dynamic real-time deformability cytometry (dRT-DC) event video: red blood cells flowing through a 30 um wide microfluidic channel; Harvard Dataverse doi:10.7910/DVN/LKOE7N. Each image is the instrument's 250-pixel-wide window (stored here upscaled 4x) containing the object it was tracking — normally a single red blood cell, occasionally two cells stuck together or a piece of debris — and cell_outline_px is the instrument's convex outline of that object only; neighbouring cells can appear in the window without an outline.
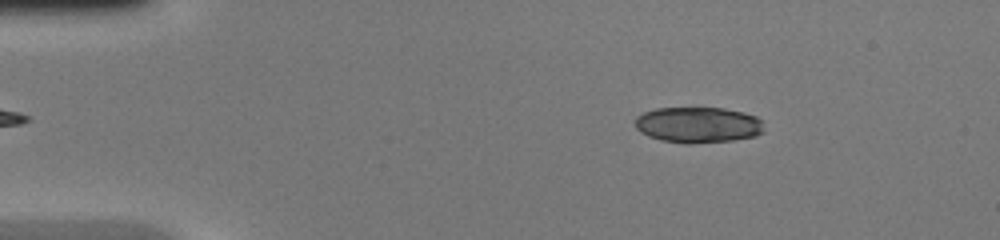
{"species": "common noctule bat (a hibernating species)", "species_latin": "Nyctalus noctula", "temperature_condition": "warm", "stored_images_in_passage": 41, "camera_frame_rate_fps": 3000, "um_per_image_px": 0.085, "animal": {"sex": "female", "body_mass_g": 20.0, "forearm_length_mm": 54.0}, "frame": {"image": 1, "passage_image": 3, "time_ms": 0.667, "image_size_px": [1000, 240], "cell_outline_px": [[764, 132], [756, 136], [732, 140], [688, 144], [684, 144], [660, 140], [648, 136], [640, 132], [636, 128], [636, 116], [644, 112], [656, 108], [724, 108], [744, 112], [756, 116], [760, 120]], "centroid_in_image_um": [59.32, 10.62], "position_along_channel_um": 25.7, "area_um2": 27.05}}